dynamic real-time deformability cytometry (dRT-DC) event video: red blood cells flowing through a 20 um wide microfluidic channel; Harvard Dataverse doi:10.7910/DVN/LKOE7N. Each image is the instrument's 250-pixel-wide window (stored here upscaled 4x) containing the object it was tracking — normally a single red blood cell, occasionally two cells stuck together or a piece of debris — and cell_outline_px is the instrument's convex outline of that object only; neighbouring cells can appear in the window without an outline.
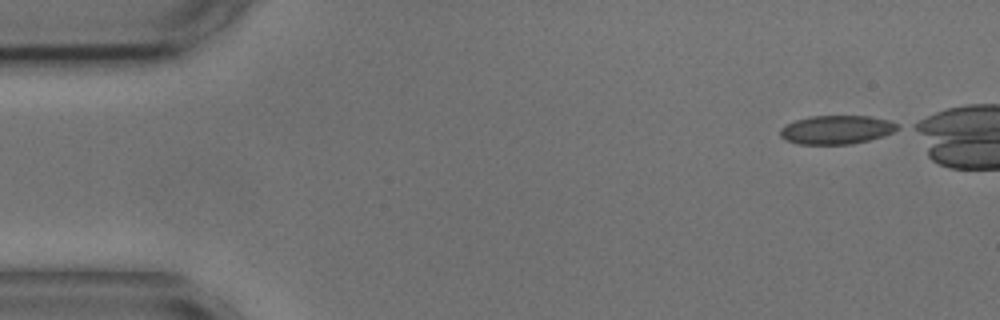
{"species": "common noctule bat (a hibernating species)", "species_latin": "Nyctalus noctula", "temperature_condition": "cold", "stored_images_in_passage": 42, "camera_frame_rate_fps": 3000, "um_per_image_px": 0.085, "animal": {"sex": "male", "body_mass_g": 17.9, "forearm_length_mm": 54.2}, "frame": {"image": 1, "passage_image": 1, "time_ms": 0.0, "image_size_px": [1000, 320], "cell_outline_px": [[900, 128], [884, 136], [852, 144], [796, 144], [784, 140], [780, 136], [780, 128], [784, 124], [808, 116], [868, 116], [888, 120], [900, 124]], "centroid_in_image_um": [71.08, 11.03], "position_along_channel_um": 13.9, "area_um2": 19.83}}
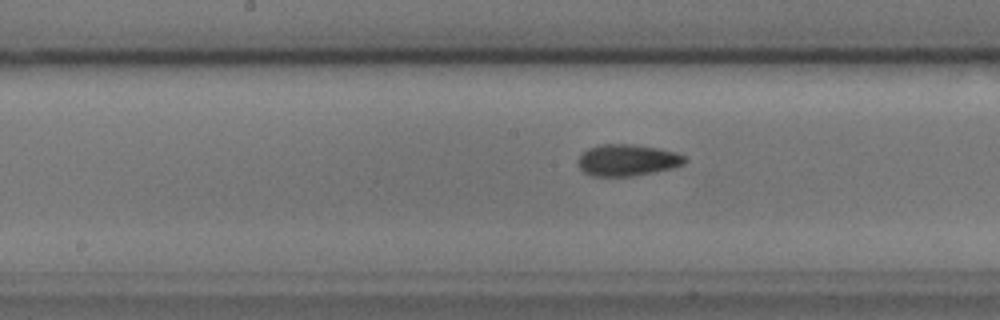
{"frame": {"image": 2, "passage_image": 24, "time_ms": 7.667, "image_size_px": [1000, 320], "cell_outline_px": [[688, 160], [684, 164], [672, 168], [632, 176], [592, 176], [584, 172], [576, 164], [580, 156], [588, 148], [600, 144], [632, 144], [656, 148], [676, 152], [684, 156]], "centroid_in_image_um": [53.31, 13.61], "position_along_channel_um": 194.9, "area_um2": 19.59}}
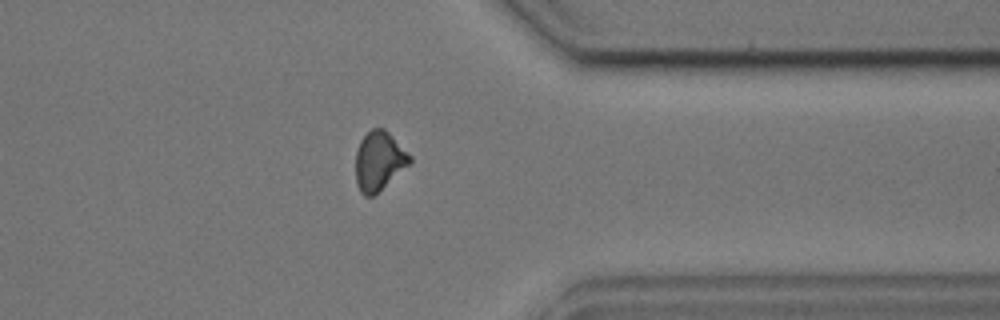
{"frame": {"image": 3, "passage_image": 40, "time_ms": 13.0, "image_size_px": [1000, 320], "cell_outline_px": [[412, 160], [408, 164], [372, 196], [364, 196], [360, 192], [356, 184], [356, 152], [360, 140], [372, 128], [384, 128], [412, 156]], "centroid_in_image_um": [32.19, 13.66], "position_along_channel_um": 379.2, "area_um2": 18.21}}